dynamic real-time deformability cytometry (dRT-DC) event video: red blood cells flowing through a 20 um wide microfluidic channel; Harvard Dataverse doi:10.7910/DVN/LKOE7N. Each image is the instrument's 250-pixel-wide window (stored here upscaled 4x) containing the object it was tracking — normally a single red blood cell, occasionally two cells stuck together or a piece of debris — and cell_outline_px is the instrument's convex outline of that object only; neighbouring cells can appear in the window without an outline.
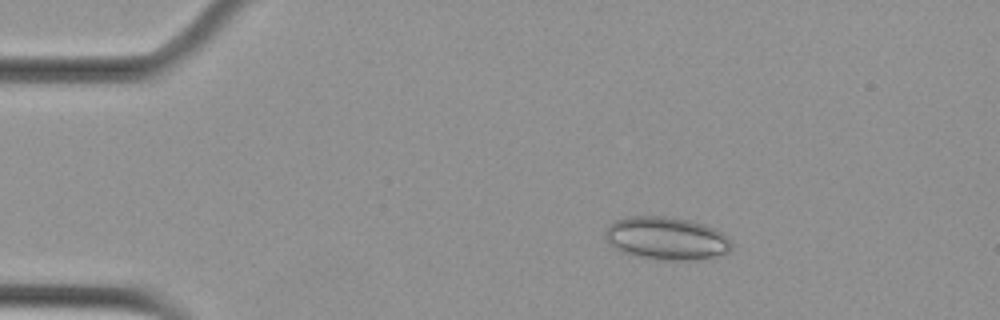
{"species": "Egyptian fruit bat (a non-hibernating species)", "species_latin": "Rousettus aegyptiacus", "temperature_condition": "cold", "stored_images_in_passage": 4, "camera_frame_rate_fps": 3000, "um_per_image_px": 0.085, "animal": {"sex": "female"}, "frame": {"image": 1, "passage_image": 2, "time_ms": 0.333, "image_size_px": [1000, 320], "cell_outline_px": [[732, 248], [728, 252], [696, 260], [656, 260], [636, 256], [624, 252], [616, 248], [604, 236], [604, 232], [608, 224], [616, 220], [628, 216], [664, 216], [688, 220], [704, 224], [728, 236], [732, 244]], "centroid_in_image_um": [56.63, 20.26], "position_along_channel_um": 28.4, "area_um2": 31.5}}